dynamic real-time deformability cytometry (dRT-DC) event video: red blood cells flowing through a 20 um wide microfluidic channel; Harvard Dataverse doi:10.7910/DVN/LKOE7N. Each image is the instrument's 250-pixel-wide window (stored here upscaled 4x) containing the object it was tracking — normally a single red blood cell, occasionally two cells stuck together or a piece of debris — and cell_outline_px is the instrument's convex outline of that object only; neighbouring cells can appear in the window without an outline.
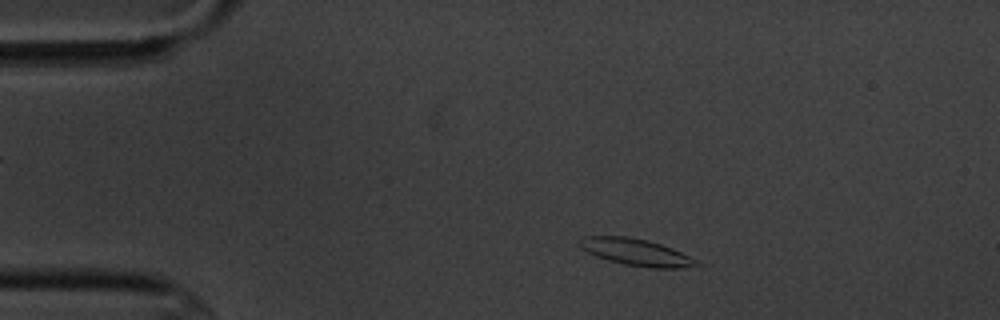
{"species": "common noctule bat (a hibernating species)", "species_latin": "Nyctalus noctula", "temperature_condition": "cold", "stored_images_in_passage": 3, "camera_frame_rate_fps": 3000, "um_per_image_px": 0.085, "animal": {"sex": "male", "body_mass_g": 20.1, "forearm_length_mm": 53.5}, "frame": {"image": 1, "passage_image": 1, "time_ms": 0.0, "image_size_px": [1000, 320], "cell_outline_px": [[704, 264], [680, 268], [652, 268], [624, 264], [608, 260], [596, 256], [580, 248], [580, 236], [628, 236], [648, 240], [672, 248]], "centroid_in_image_um": [54.05, 21.43], "position_along_channel_um": 30.9, "area_um2": 18.21}}